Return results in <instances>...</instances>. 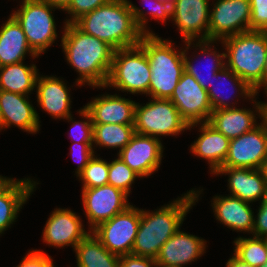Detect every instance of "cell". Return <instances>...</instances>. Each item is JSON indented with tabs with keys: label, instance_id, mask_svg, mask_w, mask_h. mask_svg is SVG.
I'll return each mask as SVG.
<instances>
[{
	"label": "cell",
	"instance_id": "14",
	"mask_svg": "<svg viewBox=\"0 0 267 267\" xmlns=\"http://www.w3.org/2000/svg\"><path fill=\"white\" fill-rule=\"evenodd\" d=\"M163 145L159 138L134 133L130 142L117 155L141 178L149 177L159 170Z\"/></svg>",
	"mask_w": 267,
	"mask_h": 267
},
{
	"label": "cell",
	"instance_id": "6",
	"mask_svg": "<svg viewBox=\"0 0 267 267\" xmlns=\"http://www.w3.org/2000/svg\"><path fill=\"white\" fill-rule=\"evenodd\" d=\"M151 71L144 49L138 44L114 50L111 70L104 87L116 88L129 94L149 96Z\"/></svg>",
	"mask_w": 267,
	"mask_h": 267
},
{
	"label": "cell",
	"instance_id": "26",
	"mask_svg": "<svg viewBox=\"0 0 267 267\" xmlns=\"http://www.w3.org/2000/svg\"><path fill=\"white\" fill-rule=\"evenodd\" d=\"M8 17L0 28V67L23 62L27 54L38 58L18 21L11 14Z\"/></svg>",
	"mask_w": 267,
	"mask_h": 267
},
{
	"label": "cell",
	"instance_id": "31",
	"mask_svg": "<svg viewBox=\"0 0 267 267\" xmlns=\"http://www.w3.org/2000/svg\"><path fill=\"white\" fill-rule=\"evenodd\" d=\"M134 133V124H93V147L119 148L120 152Z\"/></svg>",
	"mask_w": 267,
	"mask_h": 267
},
{
	"label": "cell",
	"instance_id": "32",
	"mask_svg": "<svg viewBox=\"0 0 267 267\" xmlns=\"http://www.w3.org/2000/svg\"><path fill=\"white\" fill-rule=\"evenodd\" d=\"M234 255L241 261L253 267H261L267 262V239L260 237H236Z\"/></svg>",
	"mask_w": 267,
	"mask_h": 267
},
{
	"label": "cell",
	"instance_id": "30",
	"mask_svg": "<svg viewBox=\"0 0 267 267\" xmlns=\"http://www.w3.org/2000/svg\"><path fill=\"white\" fill-rule=\"evenodd\" d=\"M77 267H120V256L111 253L90 232L74 248Z\"/></svg>",
	"mask_w": 267,
	"mask_h": 267
},
{
	"label": "cell",
	"instance_id": "42",
	"mask_svg": "<svg viewBox=\"0 0 267 267\" xmlns=\"http://www.w3.org/2000/svg\"><path fill=\"white\" fill-rule=\"evenodd\" d=\"M155 259L127 254L120 256V267H155Z\"/></svg>",
	"mask_w": 267,
	"mask_h": 267
},
{
	"label": "cell",
	"instance_id": "47",
	"mask_svg": "<svg viewBox=\"0 0 267 267\" xmlns=\"http://www.w3.org/2000/svg\"><path fill=\"white\" fill-rule=\"evenodd\" d=\"M12 178L0 175V189L5 186Z\"/></svg>",
	"mask_w": 267,
	"mask_h": 267
},
{
	"label": "cell",
	"instance_id": "24",
	"mask_svg": "<svg viewBox=\"0 0 267 267\" xmlns=\"http://www.w3.org/2000/svg\"><path fill=\"white\" fill-rule=\"evenodd\" d=\"M211 202L217 221L232 231L252 234L255 216L250 203L232 195H215Z\"/></svg>",
	"mask_w": 267,
	"mask_h": 267
},
{
	"label": "cell",
	"instance_id": "29",
	"mask_svg": "<svg viewBox=\"0 0 267 267\" xmlns=\"http://www.w3.org/2000/svg\"><path fill=\"white\" fill-rule=\"evenodd\" d=\"M25 61L0 67V90L30 95L36 87L39 70L36 64L29 66Z\"/></svg>",
	"mask_w": 267,
	"mask_h": 267
},
{
	"label": "cell",
	"instance_id": "25",
	"mask_svg": "<svg viewBox=\"0 0 267 267\" xmlns=\"http://www.w3.org/2000/svg\"><path fill=\"white\" fill-rule=\"evenodd\" d=\"M38 184L31 178H12L0 189V235L16 222L19 211Z\"/></svg>",
	"mask_w": 267,
	"mask_h": 267
},
{
	"label": "cell",
	"instance_id": "13",
	"mask_svg": "<svg viewBox=\"0 0 267 267\" xmlns=\"http://www.w3.org/2000/svg\"><path fill=\"white\" fill-rule=\"evenodd\" d=\"M169 100L188 125L208 122L213 111L207 90L185 71Z\"/></svg>",
	"mask_w": 267,
	"mask_h": 267
},
{
	"label": "cell",
	"instance_id": "36",
	"mask_svg": "<svg viewBox=\"0 0 267 267\" xmlns=\"http://www.w3.org/2000/svg\"><path fill=\"white\" fill-rule=\"evenodd\" d=\"M84 121H74L73 116H68L65 120L71 122L70 137L71 141L77 143H93V123L89 112L83 107L78 111Z\"/></svg>",
	"mask_w": 267,
	"mask_h": 267
},
{
	"label": "cell",
	"instance_id": "15",
	"mask_svg": "<svg viewBox=\"0 0 267 267\" xmlns=\"http://www.w3.org/2000/svg\"><path fill=\"white\" fill-rule=\"evenodd\" d=\"M210 0H176L171 21L177 26L183 43L208 40ZM198 38V39H196Z\"/></svg>",
	"mask_w": 267,
	"mask_h": 267
},
{
	"label": "cell",
	"instance_id": "37",
	"mask_svg": "<svg viewBox=\"0 0 267 267\" xmlns=\"http://www.w3.org/2000/svg\"><path fill=\"white\" fill-rule=\"evenodd\" d=\"M110 0H72L69 6L64 10L69 14L65 23H74L81 16L95 10L96 8L107 4Z\"/></svg>",
	"mask_w": 267,
	"mask_h": 267
},
{
	"label": "cell",
	"instance_id": "17",
	"mask_svg": "<svg viewBox=\"0 0 267 267\" xmlns=\"http://www.w3.org/2000/svg\"><path fill=\"white\" fill-rule=\"evenodd\" d=\"M29 100L28 95L0 90V131L12 125L31 134L40 131V116Z\"/></svg>",
	"mask_w": 267,
	"mask_h": 267
},
{
	"label": "cell",
	"instance_id": "38",
	"mask_svg": "<svg viewBox=\"0 0 267 267\" xmlns=\"http://www.w3.org/2000/svg\"><path fill=\"white\" fill-rule=\"evenodd\" d=\"M249 31L267 32V0H250Z\"/></svg>",
	"mask_w": 267,
	"mask_h": 267
},
{
	"label": "cell",
	"instance_id": "40",
	"mask_svg": "<svg viewBox=\"0 0 267 267\" xmlns=\"http://www.w3.org/2000/svg\"><path fill=\"white\" fill-rule=\"evenodd\" d=\"M16 267H56L52 257L42 250H29Z\"/></svg>",
	"mask_w": 267,
	"mask_h": 267
},
{
	"label": "cell",
	"instance_id": "21",
	"mask_svg": "<svg viewBox=\"0 0 267 267\" xmlns=\"http://www.w3.org/2000/svg\"><path fill=\"white\" fill-rule=\"evenodd\" d=\"M35 90L38 105L53 119H66L72 115L70 87L64 79L38 74Z\"/></svg>",
	"mask_w": 267,
	"mask_h": 267
},
{
	"label": "cell",
	"instance_id": "10",
	"mask_svg": "<svg viewBox=\"0 0 267 267\" xmlns=\"http://www.w3.org/2000/svg\"><path fill=\"white\" fill-rule=\"evenodd\" d=\"M210 9L208 40L223 39L249 31L250 0H216Z\"/></svg>",
	"mask_w": 267,
	"mask_h": 267
},
{
	"label": "cell",
	"instance_id": "1",
	"mask_svg": "<svg viewBox=\"0 0 267 267\" xmlns=\"http://www.w3.org/2000/svg\"><path fill=\"white\" fill-rule=\"evenodd\" d=\"M63 32L60 46L67 63L79 73L76 85L104 87L114 49L97 37L84 33L74 23H64Z\"/></svg>",
	"mask_w": 267,
	"mask_h": 267
},
{
	"label": "cell",
	"instance_id": "48",
	"mask_svg": "<svg viewBox=\"0 0 267 267\" xmlns=\"http://www.w3.org/2000/svg\"><path fill=\"white\" fill-rule=\"evenodd\" d=\"M155 267H182V266H177V265H164L159 262H155Z\"/></svg>",
	"mask_w": 267,
	"mask_h": 267
},
{
	"label": "cell",
	"instance_id": "41",
	"mask_svg": "<svg viewBox=\"0 0 267 267\" xmlns=\"http://www.w3.org/2000/svg\"><path fill=\"white\" fill-rule=\"evenodd\" d=\"M259 203L257 216L254 217L252 235L267 239V196Z\"/></svg>",
	"mask_w": 267,
	"mask_h": 267
},
{
	"label": "cell",
	"instance_id": "18",
	"mask_svg": "<svg viewBox=\"0 0 267 267\" xmlns=\"http://www.w3.org/2000/svg\"><path fill=\"white\" fill-rule=\"evenodd\" d=\"M228 175L230 195L253 203L267 196V174L264 169L221 167L214 175Z\"/></svg>",
	"mask_w": 267,
	"mask_h": 267
},
{
	"label": "cell",
	"instance_id": "8",
	"mask_svg": "<svg viewBox=\"0 0 267 267\" xmlns=\"http://www.w3.org/2000/svg\"><path fill=\"white\" fill-rule=\"evenodd\" d=\"M188 123L169 99L151 98L149 102L136 103L134 129L136 133L161 139L176 136L188 130Z\"/></svg>",
	"mask_w": 267,
	"mask_h": 267
},
{
	"label": "cell",
	"instance_id": "9",
	"mask_svg": "<svg viewBox=\"0 0 267 267\" xmlns=\"http://www.w3.org/2000/svg\"><path fill=\"white\" fill-rule=\"evenodd\" d=\"M139 224L140 209L130 205L91 232L109 252L122 256L132 253Z\"/></svg>",
	"mask_w": 267,
	"mask_h": 267
},
{
	"label": "cell",
	"instance_id": "46",
	"mask_svg": "<svg viewBox=\"0 0 267 267\" xmlns=\"http://www.w3.org/2000/svg\"><path fill=\"white\" fill-rule=\"evenodd\" d=\"M263 88H264V91L267 89V57H266V64H265V69L263 73Z\"/></svg>",
	"mask_w": 267,
	"mask_h": 267
},
{
	"label": "cell",
	"instance_id": "49",
	"mask_svg": "<svg viewBox=\"0 0 267 267\" xmlns=\"http://www.w3.org/2000/svg\"><path fill=\"white\" fill-rule=\"evenodd\" d=\"M162 1H164V2H166V3H169V4H171L172 6L176 3V0H162Z\"/></svg>",
	"mask_w": 267,
	"mask_h": 267
},
{
	"label": "cell",
	"instance_id": "28",
	"mask_svg": "<svg viewBox=\"0 0 267 267\" xmlns=\"http://www.w3.org/2000/svg\"><path fill=\"white\" fill-rule=\"evenodd\" d=\"M194 42H196V44ZM217 42H220V41L196 40V41H186L184 45V51H183L184 71L192 75L205 90H208L211 87V82L213 81L214 74H216L218 71H220L225 66V61H224L225 52L221 53L215 50L216 48H215L214 43H217ZM192 44L194 45L192 47H195L196 50L198 49L200 50L199 52L200 55L199 53H196L198 54L197 58H199L200 56L202 57L204 55L206 56L205 58H210V61L212 60V62L210 63L211 65H207V67L209 68L208 69L209 73H207L208 78H205L201 70L197 69L198 66L196 64H193L195 63L193 58H190L187 55L189 52L188 50H190L189 48L191 47Z\"/></svg>",
	"mask_w": 267,
	"mask_h": 267
},
{
	"label": "cell",
	"instance_id": "50",
	"mask_svg": "<svg viewBox=\"0 0 267 267\" xmlns=\"http://www.w3.org/2000/svg\"><path fill=\"white\" fill-rule=\"evenodd\" d=\"M264 92H265V95H267V89ZM260 104H267V102L260 101Z\"/></svg>",
	"mask_w": 267,
	"mask_h": 267
},
{
	"label": "cell",
	"instance_id": "5",
	"mask_svg": "<svg viewBox=\"0 0 267 267\" xmlns=\"http://www.w3.org/2000/svg\"><path fill=\"white\" fill-rule=\"evenodd\" d=\"M139 45L146 52L151 71L149 97L169 99L184 72V48L158 34L143 35Z\"/></svg>",
	"mask_w": 267,
	"mask_h": 267
},
{
	"label": "cell",
	"instance_id": "45",
	"mask_svg": "<svg viewBox=\"0 0 267 267\" xmlns=\"http://www.w3.org/2000/svg\"><path fill=\"white\" fill-rule=\"evenodd\" d=\"M261 105V122L267 128V104H260Z\"/></svg>",
	"mask_w": 267,
	"mask_h": 267
},
{
	"label": "cell",
	"instance_id": "19",
	"mask_svg": "<svg viewBox=\"0 0 267 267\" xmlns=\"http://www.w3.org/2000/svg\"><path fill=\"white\" fill-rule=\"evenodd\" d=\"M136 102L119 94H101L83 106L93 124H134Z\"/></svg>",
	"mask_w": 267,
	"mask_h": 267
},
{
	"label": "cell",
	"instance_id": "4",
	"mask_svg": "<svg viewBox=\"0 0 267 267\" xmlns=\"http://www.w3.org/2000/svg\"><path fill=\"white\" fill-rule=\"evenodd\" d=\"M225 51V66L245 81L256 95L263 88L267 57V32L248 31L220 42ZM259 91V92H258Z\"/></svg>",
	"mask_w": 267,
	"mask_h": 267
},
{
	"label": "cell",
	"instance_id": "23",
	"mask_svg": "<svg viewBox=\"0 0 267 267\" xmlns=\"http://www.w3.org/2000/svg\"><path fill=\"white\" fill-rule=\"evenodd\" d=\"M206 242L203 238L183 232L179 228L163 244L155 260L164 265L185 267L191 262H195L206 252Z\"/></svg>",
	"mask_w": 267,
	"mask_h": 267
},
{
	"label": "cell",
	"instance_id": "33",
	"mask_svg": "<svg viewBox=\"0 0 267 267\" xmlns=\"http://www.w3.org/2000/svg\"><path fill=\"white\" fill-rule=\"evenodd\" d=\"M143 1L147 4V7H145L149 8L148 13L130 2L133 18L143 35H155L152 30L147 28L146 24H148L149 19H147L148 17H146V15L149 14V16L158 21V23L161 21L166 24L167 20L172 19L173 6L162 0H142V2Z\"/></svg>",
	"mask_w": 267,
	"mask_h": 267
},
{
	"label": "cell",
	"instance_id": "39",
	"mask_svg": "<svg viewBox=\"0 0 267 267\" xmlns=\"http://www.w3.org/2000/svg\"><path fill=\"white\" fill-rule=\"evenodd\" d=\"M71 145L72 146L70 150L72 152V159L73 161L75 160L76 162H78L77 168L75 170V175L77 176L95 155V148L93 147V143L72 142Z\"/></svg>",
	"mask_w": 267,
	"mask_h": 267
},
{
	"label": "cell",
	"instance_id": "44",
	"mask_svg": "<svg viewBox=\"0 0 267 267\" xmlns=\"http://www.w3.org/2000/svg\"><path fill=\"white\" fill-rule=\"evenodd\" d=\"M51 6L58 8V10L64 11L70 4L72 0H43Z\"/></svg>",
	"mask_w": 267,
	"mask_h": 267
},
{
	"label": "cell",
	"instance_id": "27",
	"mask_svg": "<svg viewBox=\"0 0 267 267\" xmlns=\"http://www.w3.org/2000/svg\"><path fill=\"white\" fill-rule=\"evenodd\" d=\"M214 80H216V82L218 83L216 84L214 82L215 83L214 84L213 82H211V87L207 90L209 101H210L213 111L219 110V109H227V108L236 107L235 104H238V103L232 102L233 98H231L233 92L234 93L236 92L235 94L236 96H234V93H233L232 97H236L237 100H240L239 98H242L244 96L245 99L248 98L247 100L250 101L256 95L254 89H252L245 81H243L239 76H237L231 69L227 68L226 66H224L220 71L214 74L213 81ZM225 81L226 83H229V84H226V83L224 84L229 85L232 88L231 89L232 91L230 94L231 96H229L228 94V97L227 95L226 97H224V95L221 94L220 92L222 85H224L223 82ZM229 99H231L232 103L229 101Z\"/></svg>",
	"mask_w": 267,
	"mask_h": 267
},
{
	"label": "cell",
	"instance_id": "20",
	"mask_svg": "<svg viewBox=\"0 0 267 267\" xmlns=\"http://www.w3.org/2000/svg\"><path fill=\"white\" fill-rule=\"evenodd\" d=\"M256 96L250 100L255 110L252 111L251 108L246 109L243 107L214 110L208 123L229 139L237 138L253 130L260 124L257 123V118L259 117L261 120V105L260 101L256 100L258 99Z\"/></svg>",
	"mask_w": 267,
	"mask_h": 267
},
{
	"label": "cell",
	"instance_id": "3",
	"mask_svg": "<svg viewBox=\"0 0 267 267\" xmlns=\"http://www.w3.org/2000/svg\"><path fill=\"white\" fill-rule=\"evenodd\" d=\"M74 24L114 50L138 45L143 36L133 18L130 0H110L81 16Z\"/></svg>",
	"mask_w": 267,
	"mask_h": 267
},
{
	"label": "cell",
	"instance_id": "7",
	"mask_svg": "<svg viewBox=\"0 0 267 267\" xmlns=\"http://www.w3.org/2000/svg\"><path fill=\"white\" fill-rule=\"evenodd\" d=\"M22 5L11 15L18 21L31 49L38 55L55 43L56 22L53 12L56 7L43 0H21ZM54 9V10H53Z\"/></svg>",
	"mask_w": 267,
	"mask_h": 267
},
{
	"label": "cell",
	"instance_id": "51",
	"mask_svg": "<svg viewBox=\"0 0 267 267\" xmlns=\"http://www.w3.org/2000/svg\"><path fill=\"white\" fill-rule=\"evenodd\" d=\"M261 267H267V262H265Z\"/></svg>",
	"mask_w": 267,
	"mask_h": 267
},
{
	"label": "cell",
	"instance_id": "12",
	"mask_svg": "<svg viewBox=\"0 0 267 267\" xmlns=\"http://www.w3.org/2000/svg\"><path fill=\"white\" fill-rule=\"evenodd\" d=\"M267 164V128L261 122L253 130L230 139L222 167L264 169Z\"/></svg>",
	"mask_w": 267,
	"mask_h": 267
},
{
	"label": "cell",
	"instance_id": "11",
	"mask_svg": "<svg viewBox=\"0 0 267 267\" xmlns=\"http://www.w3.org/2000/svg\"><path fill=\"white\" fill-rule=\"evenodd\" d=\"M82 204L88 220V231L124 211L131 204L128 195L110 184L82 188Z\"/></svg>",
	"mask_w": 267,
	"mask_h": 267
},
{
	"label": "cell",
	"instance_id": "35",
	"mask_svg": "<svg viewBox=\"0 0 267 267\" xmlns=\"http://www.w3.org/2000/svg\"><path fill=\"white\" fill-rule=\"evenodd\" d=\"M141 177L129 168L117 156L114 160L109 162L108 184L125 192L128 196L131 193L132 184L135 180Z\"/></svg>",
	"mask_w": 267,
	"mask_h": 267
},
{
	"label": "cell",
	"instance_id": "34",
	"mask_svg": "<svg viewBox=\"0 0 267 267\" xmlns=\"http://www.w3.org/2000/svg\"><path fill=\"white\" fill-rule=\"evenodd\" d=\"M108 172L109 162L94 155L77 177L82 188H94L108 184Z\"/></svg>",
	"mask_w": 267,
	"mask_h": 267
},
{
	"label": "cell",
	"instance_id": "2",
	"mask_svg": "<svg viewBox=\"0 0 267 267\" xmlns=\"http://www.w3.org/2000/svg\"><path fill=\"white\" fill-rule=\"evenodd\" d=\"M202 192L203 188H193L156 211L140 209V224L131 254L156 259L163 244L181 228Z\"/></svg>",
	"mask_w": 267,
	"mask_h": 267
},
{
	"label": "cell",
	"instance_id": "16",
	"mask_svg": "<svg viewBox=\"0 0 267 267\" xmlns=\"http://www.w3.org/2000/svg\"><path fill=\"white\" fill-rule=\"evenodd\" d=\"M82 221L71 209H54L44 226L43 242L56 248L72 246L74 250L76 245L90 233L84 229Z\"/></svg>",
	"mask_w": 267,
	"mask_h": 267
},
{
	"label": "cell",
	"instance_id": "43",
	"mask_svg": "<svg viewBox=\"0 0 267 267\" xmlns=\"http://www.w3.org/2000/svg\"><path fill=\"white\" fill-rule=\"evenodd\" d=\"M226 267H253V266L241 261L234 254H232V257L229 258L228 261L226 262Z\"/></svg>",
	"mask_w": 267,
	"mask_h": 267
},
{
	"label": "cell",
	"instance_id": "22",
	"mask_svg": "<svg viewBox=\"0 0 267 267\" xmlns=\"http://www.w3.org/2000/svg\"><path fill=\"white\" fill-rule=\"evenodd\" d=\"M198 127L199 137L190 145V152L196 157L203 158L209 164L210 174H215L224 164L229 151L230 139L217 131L208 122L194 123L188 130Z\"/></svg>",
	"mask_w": 267,
	"mask_h": 267
}]
</instances>
